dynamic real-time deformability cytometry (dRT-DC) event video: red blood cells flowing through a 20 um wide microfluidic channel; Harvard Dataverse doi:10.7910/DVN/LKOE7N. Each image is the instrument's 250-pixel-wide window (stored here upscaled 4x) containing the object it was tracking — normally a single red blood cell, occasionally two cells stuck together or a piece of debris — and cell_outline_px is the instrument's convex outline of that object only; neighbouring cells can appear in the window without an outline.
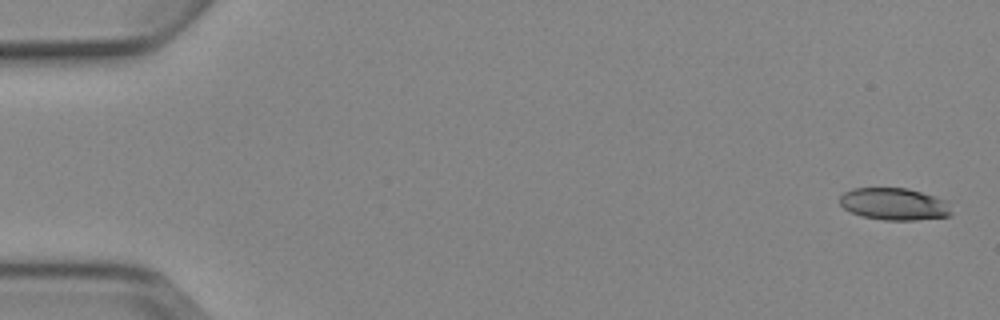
{"species": "Egyptian fruit bat (a non-hibernating species)", "species_latin": "Rousettus aegyptiacus", "temperature_condition": "cold", "stored_images_in_passage": 5, "camera_frame_rate_fps": 3000, "um_per_image_px": 0.085, "animal": {"sex": "female"}, "frame": {"image": 1, "passage_image": 1, "time_ms": 0.0, "image_size_px": [1000, 320], "cell_outline_px": [[952, 212], [948, 216], [916, 220], [884, 220], [860, 216], [844, 208], [840, 204], [840, 196], [844, 192], [852, 188], [908, 188], [936, 196], [948, 200]], "centroid_in_image_um": [76.03, 17.34], "position_along_channel_um": 9.0, "area_um2": 21.1}}
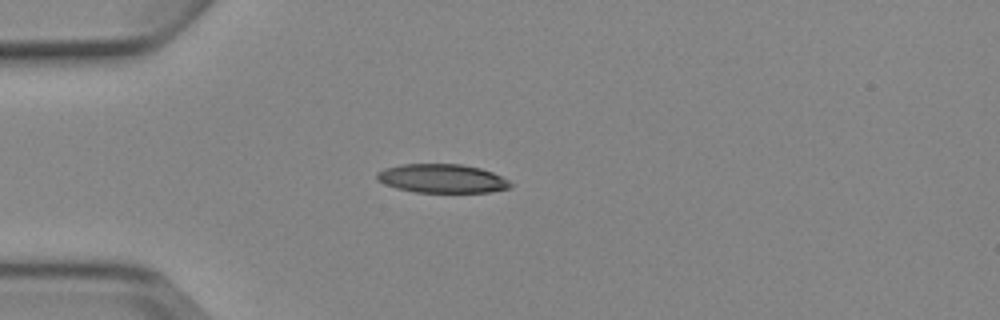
{"frame": {"image": 2, "passage_image": 5, "time_ms": 4.333, "image_size_px": [1000, 320], "cell_outline_px": [[512, 184], [508, 188], [488, 192], [416, 192], [396, 188], [384, 184], [376, 180], [376, 172], [384, 168], [400, 164], [460, 164], [480, 168], [492, 172], [508, 180]], "centroid_in_image_um": [37.51, 15.17], "position_along_channel_um": 47.5, "area_um2": 22.37}}